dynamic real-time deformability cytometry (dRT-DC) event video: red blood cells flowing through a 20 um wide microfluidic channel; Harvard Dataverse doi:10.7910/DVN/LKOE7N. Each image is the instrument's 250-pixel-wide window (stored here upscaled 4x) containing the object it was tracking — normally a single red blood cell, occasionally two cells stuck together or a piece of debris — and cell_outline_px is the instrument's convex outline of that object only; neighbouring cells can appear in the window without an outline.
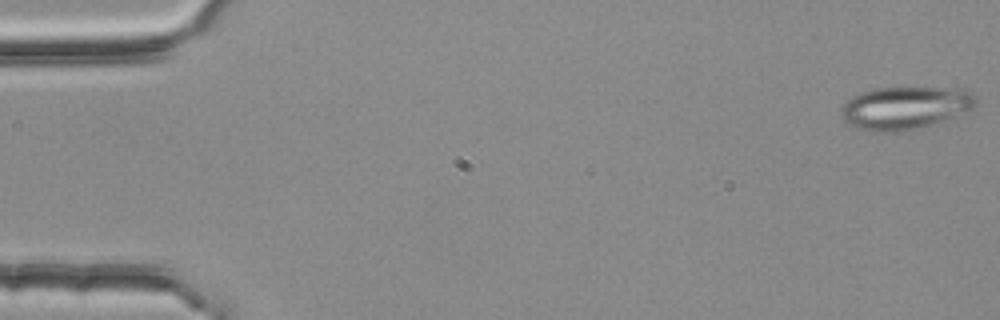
{"species": "common noctule bat (a hibernating species)", "species_latin": "Nyctalus noctula", "temperature_condition": "room temperature", "stored_images_in_passage": 3, "camera_frame_rate_fps": 3000, "um_per_image_px": 0.085, "animal": {"sex": "female", "body_mass_g": 25.1}, "frame": {"image": 1, "passage_image": 1, "time_ms": 0.0, "image_size_px": [1000, 320], "cell_outline_px": [[976, 104], [972, 108], [952, 116], [916, 128], [896, 132], [872, 132], [856, 128], [848, 124], [844, 120], [840, 108], [856, 92], [872, 88], [900, 84], [904, 84], [968, 88], [976, 100]], "centroid_in_image_um": [76.89, 9.07], "position_along_channel_um": 8.1, "area_um2": 34.8}}